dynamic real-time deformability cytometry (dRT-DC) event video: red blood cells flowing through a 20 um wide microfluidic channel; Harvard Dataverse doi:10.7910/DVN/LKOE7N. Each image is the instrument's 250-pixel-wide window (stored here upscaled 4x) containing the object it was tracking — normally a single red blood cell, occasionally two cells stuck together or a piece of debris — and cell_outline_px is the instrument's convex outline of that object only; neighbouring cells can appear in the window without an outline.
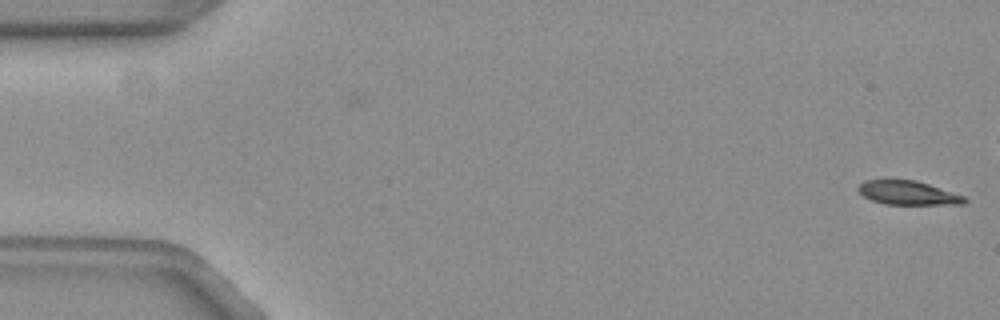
{"species": "common noctule bat (a hibernating species)", "species_latin": "Nyctalus noctula", "temperature_condition": "warm", "stored_images_in_passage": 6, "camera_frame_rate_fps": 3000, "um_per_image_px": 0.085, "animal": {"sex": "female", "body_mass_g": 19.3, "forearm_length_mm": 54.1}, "frame": {"image": 1, "passage_image": 6, "time_ms": 1.667, "image_size_px": [1000, 320], "cell_outline_px": [[968, 200], [964, 204], [884, 204], [872, 200], [864, 196], [856, 188], [864, 180], [916, 180], [964, 196]], "centroid_in_image_um": [77.17, 16.39], "position_along_channel_um": 7.8, "area_um2": 14.62}}